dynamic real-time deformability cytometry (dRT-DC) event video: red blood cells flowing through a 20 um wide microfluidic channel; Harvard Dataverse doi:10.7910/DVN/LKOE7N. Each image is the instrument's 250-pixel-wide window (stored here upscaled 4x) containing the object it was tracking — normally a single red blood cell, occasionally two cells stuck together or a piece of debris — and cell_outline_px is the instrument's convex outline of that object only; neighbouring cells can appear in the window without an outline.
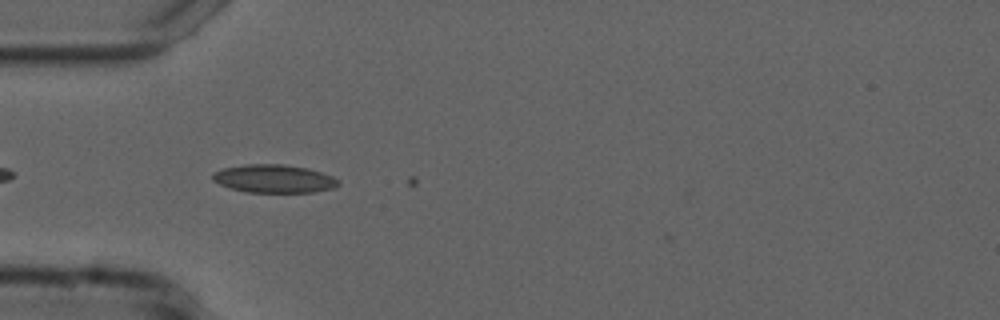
{"species": "common noctule bat (a hibernating species)", "species_latin": "Nyctalus noctula", "temperature_condition": "cold", "stored_images_in_passage": 2, "camera_frame_rate_fps": 3000, "um_per_image_px": 0.085, "animal": {"sex": "male", "forearm_length_mm": 52.5}, "frame": {"image": 1, "passage_image": 1, "time_ms": 0.0, "image_size_px": [1000, 320], "cell_outline_px": [[340, 184], [332, 188], [312, 192], [244, 192], [220, 184], [212, 180], [212, 172], [224, 168], [244, 164], [284, 164], [308, 168], [332, 176], [340, 180]], "centroid_in_image_um": [23.28, 15.18], "position_along_channel_um": 61.7, "area_um2": 20.63}}